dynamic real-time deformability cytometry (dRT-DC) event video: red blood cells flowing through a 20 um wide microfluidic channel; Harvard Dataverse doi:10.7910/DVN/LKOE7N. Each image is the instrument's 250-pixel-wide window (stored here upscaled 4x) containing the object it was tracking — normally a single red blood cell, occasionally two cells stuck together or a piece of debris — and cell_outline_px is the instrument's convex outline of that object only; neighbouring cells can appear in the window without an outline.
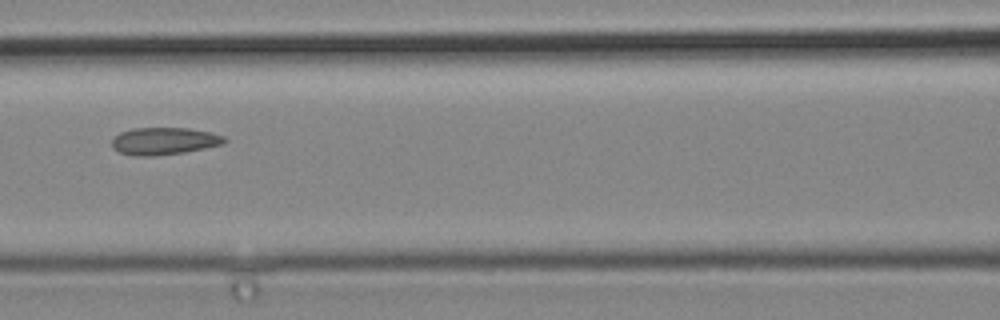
{"species": "common noctule bat (a hibernating species)", "species_latin": "Nyctalus noctula", "temperature_condition": "cold", "stored_images_in_passage": 6, "camera_frame_rate_fps": 3000, "um_per_image_px": 0.085, "animal": {"sex": "male", "body_mass_g": 19.2, "forearm_length_mm": 51.8}, "frame": {"image": 1, "passage_image": 6, "time_ms": 1.667, "image_size_px": [1000, 320], "cell_outline_px": [[228, 140], [224, 144], [184, 152], [156, 156], [132, 156], [120, 152], [112, 148], [112, 136], [120, 132], [132, 128], [188, 128], [212, 132], [224, 136]], "centroid_in_image_um": [13.93, 11.99], "position_along_channel_um": 152.7, "area_um2": 18.15}}